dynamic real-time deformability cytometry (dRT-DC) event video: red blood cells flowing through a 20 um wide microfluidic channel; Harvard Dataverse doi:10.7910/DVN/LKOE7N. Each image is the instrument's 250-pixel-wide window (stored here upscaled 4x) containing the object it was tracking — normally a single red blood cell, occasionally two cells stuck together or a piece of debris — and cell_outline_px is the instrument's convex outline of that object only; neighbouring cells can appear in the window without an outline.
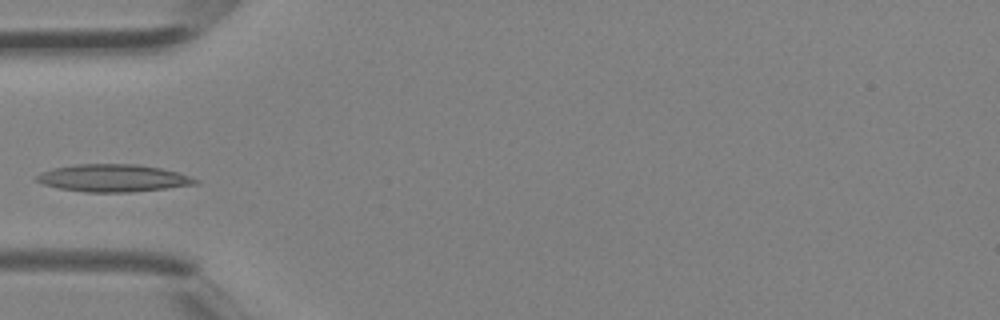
{"species": "Egyptian fruit bat (a non-hibernating species)", "species_latin": "Rousettus aegyptiacus", "temperature_condition": "room temperature", "stored_images_in_passage": 3, "camera_frame_rate_fps": 3000, "um_per_image_px": 0.085, "animal": {"sex": "female"}, "frame": {"image": 1, "passage_image": 3, "time_ms": 0.667, "image_size_px": [1000, 320], "cell_outline_px": [[200, 180], [196, 184], [164, 188], [128, 192], [84, 192], [60, 188], [44, 184], [36, 180], [36, 176], [52, 168], [72, 164], [136, 164], [160, 168], [176, 172]], "centroid_in_image_um": [9.59, 15.13], "position_along_channel_um": 75.4, "area_um2": 25.03}}